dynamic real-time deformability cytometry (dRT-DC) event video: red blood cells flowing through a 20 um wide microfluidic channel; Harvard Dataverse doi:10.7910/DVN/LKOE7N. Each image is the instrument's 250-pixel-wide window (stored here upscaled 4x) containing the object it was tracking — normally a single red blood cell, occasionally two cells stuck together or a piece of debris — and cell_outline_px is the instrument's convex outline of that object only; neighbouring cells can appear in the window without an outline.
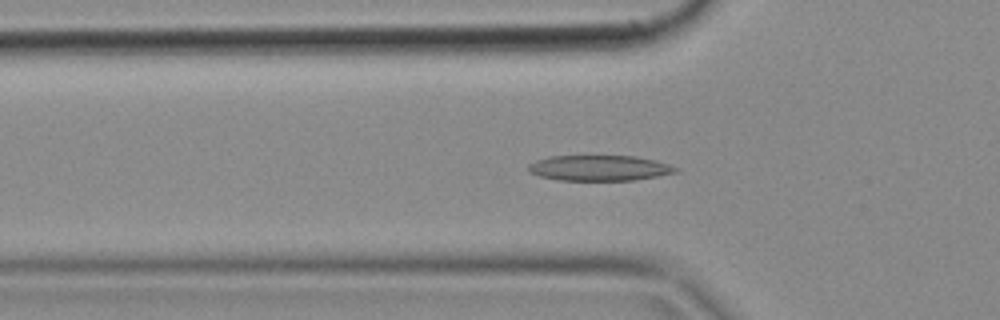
{"species": "common noctule bat (a hibernating species)", "species_latin": "Nyctalus noctula", "temperature_condition": "cold", "stored_images_in_passage": 40, "camera_frame_rate_fps": 3000, "um_per_image_px": 0.085, "animal": {"sex": "female", "body_mass_g": 18.4}, "frame": {"image": 1, "passage_image": 6, "time_ms": 1.667, "image_size_px": [1000, 320], "cell_outline_px": [[680, 172], [632, 180], [560, 180], [540, 176], [528, 172], [528, 164], [536, 160], [548, 156], [636, 156], [656, 160], [680, 168]], "centroid_in_image_um": [50.96, 14.27], "position_along_channel_um": 74.8, "area_um2": 21.96}}
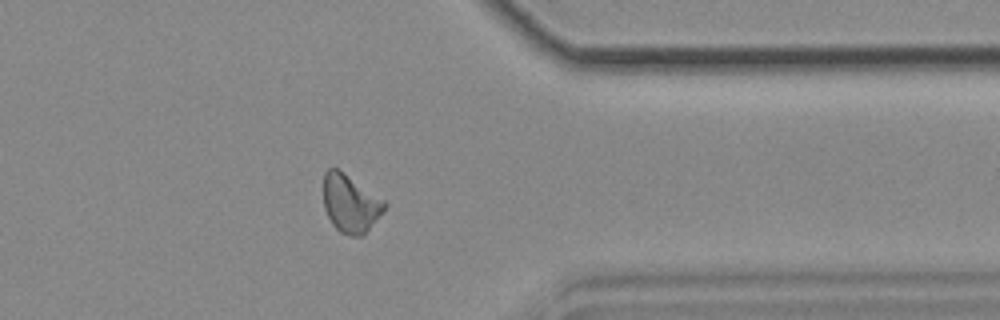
{"frame": {"image": 2, "passage_image": 30, "time_ms": 9.667, "image_size_px": [1000, 320], "cell_outline_px": [[388, 204], [364, 236], [352, 236], [340, 232], [332, 224], [324, 208], [324, 172], [328, 168], [336, 168], [344, 172], [384, 200]], "centroid_in_image_um": [29.78, 17.3], "position_along_channel_um": 381.6, "area_um2": 20.52}}
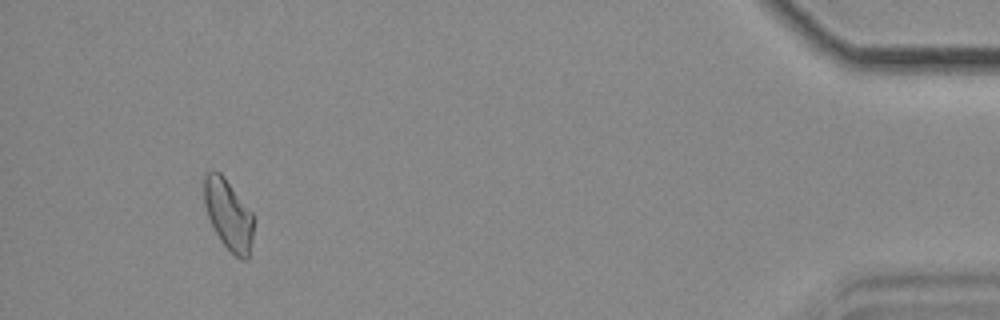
{"frame": {"image": 3, "passage_image": 37, "time_ms": 12.0, "image_size_px": [1000, 320], "cell_outline_px": [[252, 240], [248, 260], [240, 260], [220, 240], [208, 216], [204, 204], [204, 176], [208, 172], [220, 172], [224, 176], [252, 212]], "centroid_in_image_um": [19.42, 18.25], "position_along_channel_um": 415.8, "area_um2": 20.0}}